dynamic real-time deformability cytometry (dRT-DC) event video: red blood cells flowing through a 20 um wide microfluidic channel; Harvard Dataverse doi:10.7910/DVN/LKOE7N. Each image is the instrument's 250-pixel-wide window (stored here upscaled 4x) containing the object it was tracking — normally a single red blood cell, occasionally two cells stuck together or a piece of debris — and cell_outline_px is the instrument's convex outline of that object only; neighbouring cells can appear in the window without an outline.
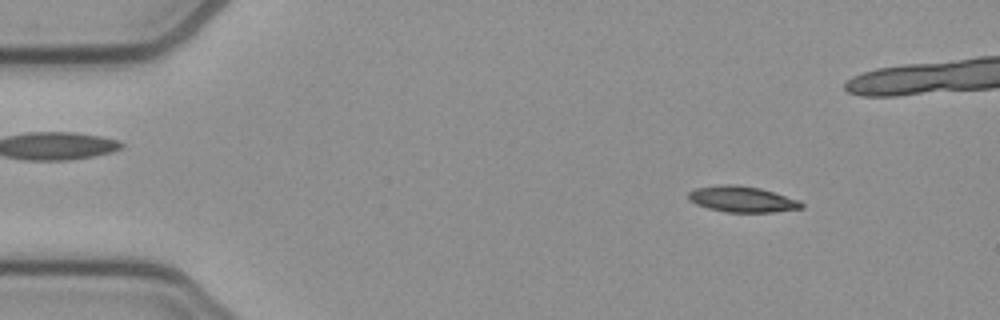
{"species": "common noctule bat (a hibernating species)", "species_latin": "Nyctalus noctula", "temperature_condition": "cold", "stored_images_in_passage": 52, "camera_frame_rate_fps": 3000, "um_per_image_px": 0.085, "animal": {"sex": "female", "body_mass_g": 21.9}, "frame": {"image": 1, "passage_image": 6, "time_ms": 1.667, "image_size_px": [1000, 320], "cell_outline_px": [[804, 208], [772, 212], [728, 212], [708, 208], [696, 204], [688, 200], [688, 192], [696, 188], [724, 184], [736, 184], [760, 188], [800, 200], [804, 204]], "centroid_in_image_um": [63.09, 16.93], "position_along_channel_um": 21.9, "area_um2": 17.11}}
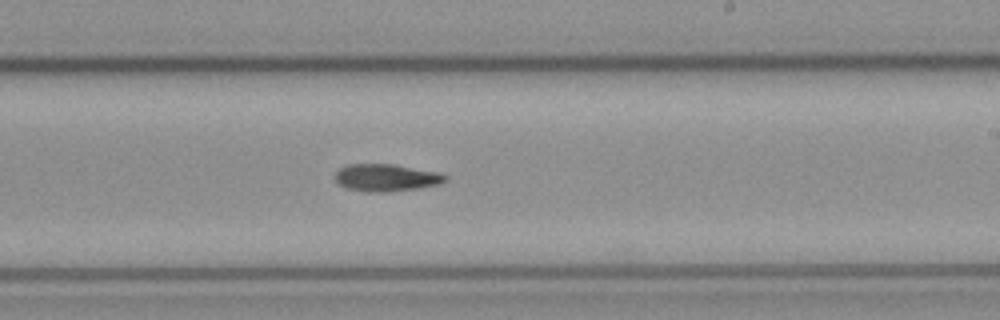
{"frame": {"image": 2, "passage_image": 30, "time_ms": 9.667, "image_size_px": [1000, 320], "cell_outline_px": [[448, 180], [440, 184], [420, 188], [388, 192], [364, 192], [348, 188], [340, 184], [336, 180], [336, 172], [340, 168], [348, 164], [392, 164], [440, 172], [448, 176]], "centroid_in_image_um": [32.88, 15.1], "position_along_channel_um": 256.1, "area_um2": 17.63}}
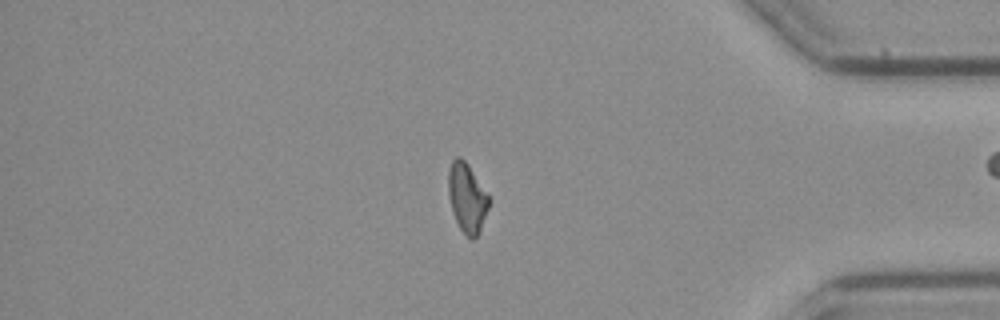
{"frame": {"image": 3, "passage_image": 43, "time_ms": 14.0, "image_size_px": [1000, 320], "cell_outline_px": [[488, 208], [480, 232], [472, 240], [460, 228], [452, 212], [448, 196], [448, 168], [452, 160], [456, 156], [460, 156], [468, 164], [488, 196]], "centroid_in_image_um": [39.66, 16.79], "position_along_channel_um": 395.5, "area_um2": 16.18}, "authors_computed_cell_mechanics": {"area_um2": 17.051, "velocity_mm_per_s": 3.9306, "shape_relaxation_time_tau1_ms": 8.8123, "shape_relaxation_time_tau2_ms": null, "deformation_change_tau1": 0.2062, "deformation_change_tau2": null}}